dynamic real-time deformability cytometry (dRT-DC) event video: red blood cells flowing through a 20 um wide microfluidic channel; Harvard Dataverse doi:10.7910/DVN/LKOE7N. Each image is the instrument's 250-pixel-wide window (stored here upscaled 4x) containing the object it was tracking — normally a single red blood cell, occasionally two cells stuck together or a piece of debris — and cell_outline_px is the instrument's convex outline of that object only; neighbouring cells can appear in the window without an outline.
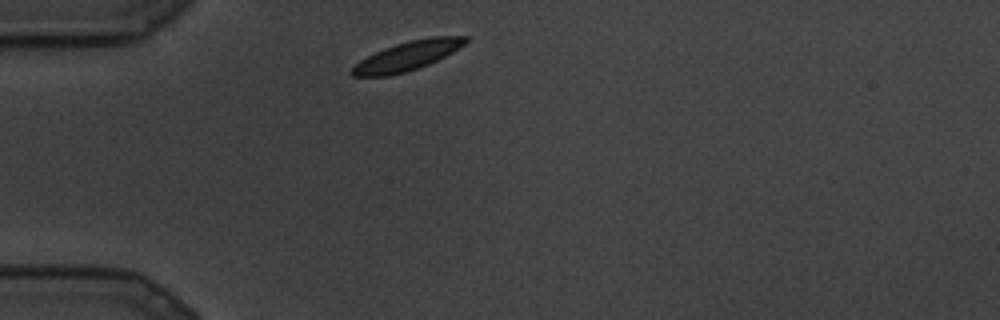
{"species": "common noctule bat (a hibernating species)", "species_latin": "Nyctalus noctula", "temperature_condition": "cold", "stored_images_in_passage": 5, "camera_frame_rate_fps": 3000, "um_per_image_px": 0.085, "animal": {"sex": "male", "body_mass_g": 19.5, "forearm_length_mm": 54.6}, "frame": {"image": 1, "passage_image": 1, "time_ms": 0.0, "image_size_px": [1000, 320], "cell_outline_px": [[468, 40], [464, 44], [452, 52], [428, 64], [404, 72], [388, 76], [352, 76], [348, 72], [360, 60], [384, 48], [396, 44], [412, 40], [432, 36], [468, 36]], "centroid_in_image_um": [34.6, 4.75], "position_along_channel_um": 50.4, "area_um2": 18.9}}
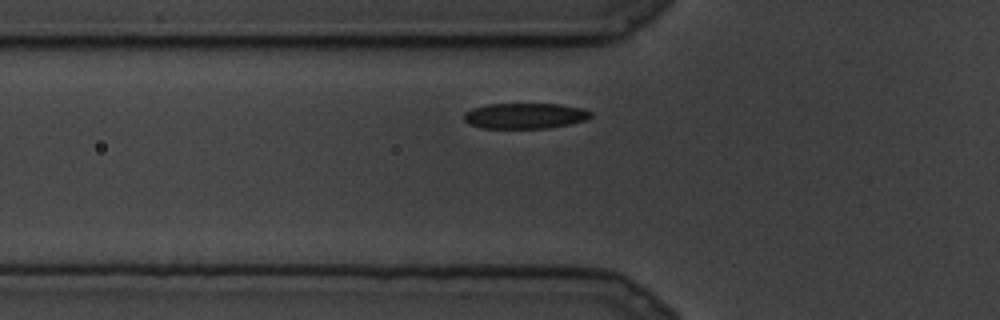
{"frame": {"image": 2, "passage_image": 3, "time_ms": 0.667, "image_size_px": [1000, 320], "cell_outline_px": [[592, 116], [584, 120], [568, 124], [548, 128], [480, 128], [468, 124], [464, 120], [464, 112], [472, 108], [488, 104], [560, 104], [580, 108], [592, 112]], "centroid_in_image_um": [44.57, 9.84], "position_along_channel_um": 81.2, "area_um2": 18.9}}
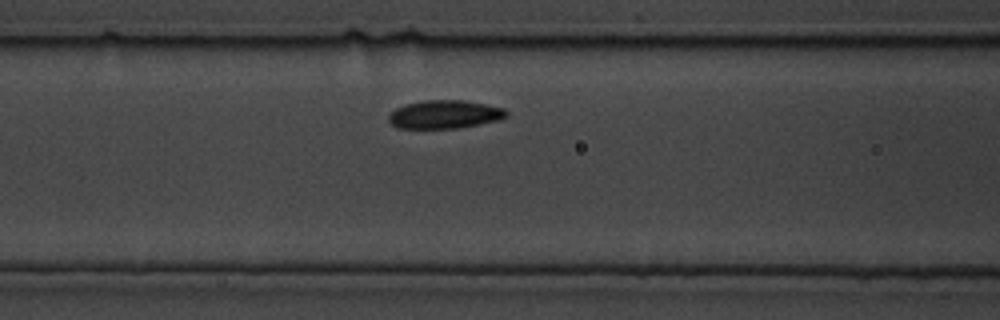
{"frame": {"image": 3, "passage_image": 5, "time_ms": 1.333, "image_size_px": [1000, 320], "cell_outline_px": [[508, 116], [500, 120], [456, 128], [396, 128], [388, 120], [388, 116], [396, 108], [408, 104], [424, 100], [464, 100], [504, 108], [508, 112]], "centroid_in_image_um": [37.81, 9.72], "position_along_channel_um": 128.8, "area_um2": 19.31}}